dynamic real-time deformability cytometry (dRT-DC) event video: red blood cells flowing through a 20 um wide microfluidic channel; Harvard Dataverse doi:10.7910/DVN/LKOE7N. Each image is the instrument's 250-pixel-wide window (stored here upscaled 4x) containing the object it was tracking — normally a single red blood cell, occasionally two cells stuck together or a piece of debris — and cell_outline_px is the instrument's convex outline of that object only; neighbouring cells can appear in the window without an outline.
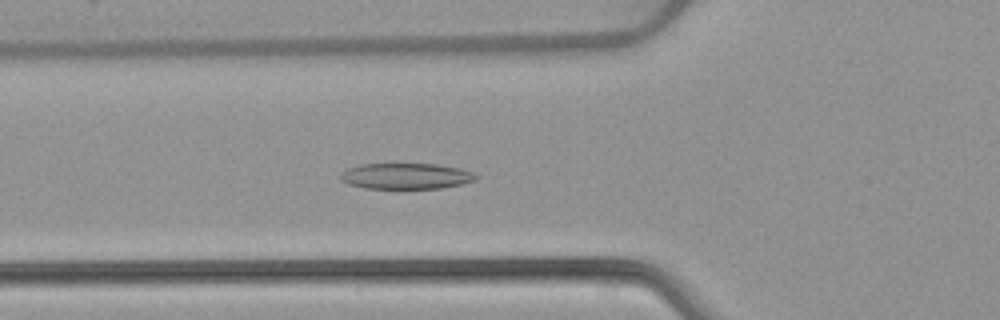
{"species": "common noctule bat (a hibernating species)", "species_latin": "Nyctalus noctula", "temperature_condition": "warm", "stored_images_in_passage": 52, "camera_frame_rate_fps": 3000, "um_per_image_px": 0.085, "animal": {"sex": "female", "body_mass_g": 22.7, "forearm_length_mm": 54.2}, "frame": {"image": 1, "passage_image": 18, "time_ms": 5.667, "image_size_px": [1000, 320], "cell_outline_px": [[480, 176], [476, 180], [460, 184], [440, 188], [364, 188], [348, 184], [340, 180], [340, 172], [348, 168], [360, 164], [436, 164], [460, 168], [472, 172]], "centroid_in_image_um": [34.49, 14.96], "position_along_channel_um": 91.3, "area_um2": 20.46}}
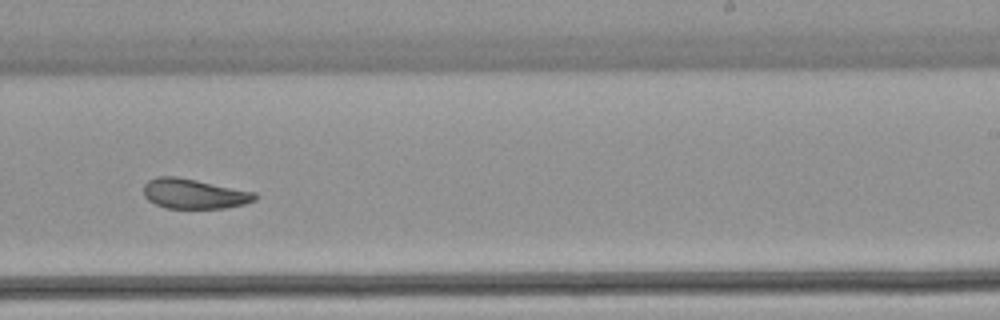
{"frame": {"image": 2, "passage_image": 32, "time_ms": 10.333, "image_size_px": [1000, 320], "cell_outline_px": [[256, 200], [244, 204], [224, 208], [164, 208], [148, 200], [144, 196], [144, 184], [148, 180], [156, 176], [176, 176], [256, 192]], "centroid_in_image_um": [16.47, 16.46], "position_along_channel_um": 272.5, "area_um2": 19.42}}
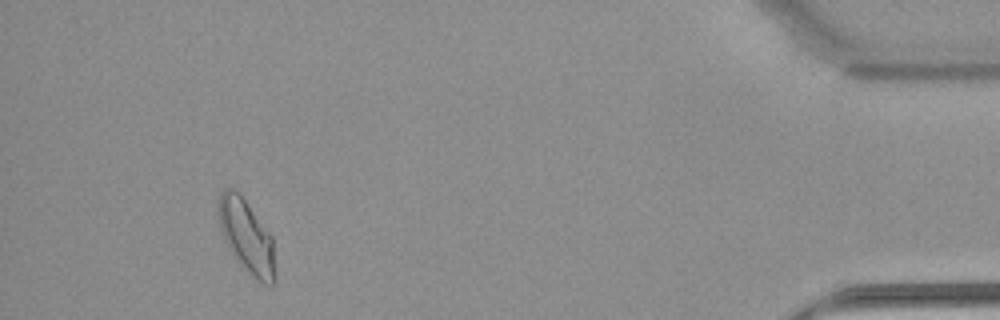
{"frame": {"image": 3, "passage_image": 48, "time_ms": 15.667, "image_size_px": [1000, 320], "cell_outline_px": [[272, 284], [264, 284], [252, 276], [232, 256], [220, 228], [216, 208], [216, 204], [220, 192], [224, 188], [232, 188], [240, 192], [272, 236]], "centroid_in_image_um": [20.86, 19.97], "position_along_channel_um": 414.3, "area_um2": 23.87}, "authors_computed_cell_mechanics": {"area_um2": 21.5016, "velocity_mm_per_s": 3.8888, "shape_relaxation_time_tau1_ms": 9.0026, "shape_relaxation_time_tau2_ms": 2.5316, "deformation_change_tau1": 0.207, "deformation_change_tau2": 0.0877}}